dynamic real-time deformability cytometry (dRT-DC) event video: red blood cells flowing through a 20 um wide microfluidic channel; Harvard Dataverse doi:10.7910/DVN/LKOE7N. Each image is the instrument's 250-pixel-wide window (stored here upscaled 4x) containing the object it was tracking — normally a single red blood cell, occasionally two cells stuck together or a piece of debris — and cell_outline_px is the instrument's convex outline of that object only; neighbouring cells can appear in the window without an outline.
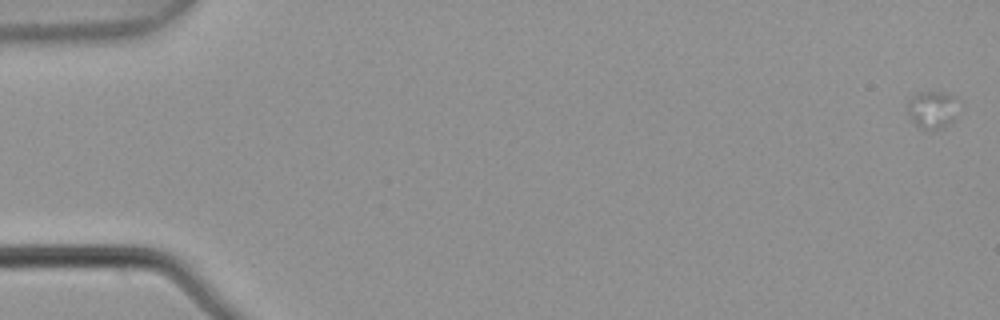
{"species": "common noctule bat (a hibernating species)", "species_latin": "Nyctalus noctula", "temperature_condition": "warm", "stored_images_in_passage": 4, "camera_frame_rate_fps": 3000, "um_per_image_px": 0.085, "animal": {"sex": "male", "body_mass_g": 21.5, "forearm_length_mm": 52.0}, "frame": {"image": 1, "passage_image": 1, "time_ms": 0.0, "image_size_px": [1000, 320], "cell_outline_px": [[960, 100], [952, 120], [944, 128], [932, 132], [920, 128], [912, 120], [908, 112], [908, 100], [912, 96], [920, 92], [944, 92], [956, 96]], "centroid_in_image_um": [79.27, 9.33], "position_along_channel_um": 5.7, "area_um2": 11.39}}